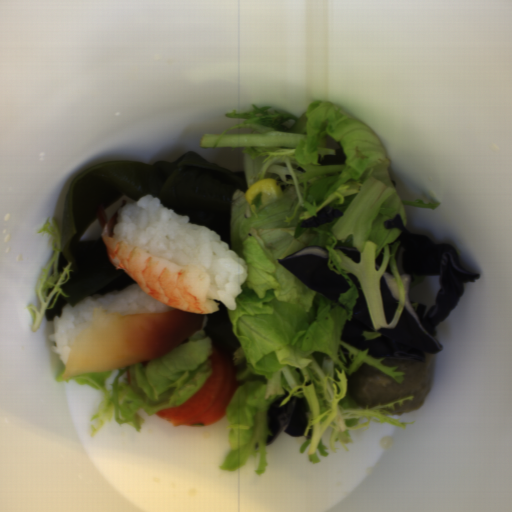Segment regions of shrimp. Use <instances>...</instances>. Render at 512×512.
Returning <instances> with one entry per match:
<instances>
[{
    "label": "shrimp",
    "instance_id": "1",
    "mask_svg": "<svg viewBox=\"0 0 512 512\" xmlns=\"http://www.w3.org/2000/svg\"><path fill=\"white\" fill-rule=\"evenodd\" d=\"M126 200L121 201L114 215L108 219L102 204L95 216L101 227L111 262L133 277L144 293L173 308L193 313L211 314L219 304L207 298L211 283L208 274L198 268L176 265L158 258L121 238H114V228Z\"/></svg>",
    "mask_w": 512,
    "mask_h": 512
}]
</instances>
